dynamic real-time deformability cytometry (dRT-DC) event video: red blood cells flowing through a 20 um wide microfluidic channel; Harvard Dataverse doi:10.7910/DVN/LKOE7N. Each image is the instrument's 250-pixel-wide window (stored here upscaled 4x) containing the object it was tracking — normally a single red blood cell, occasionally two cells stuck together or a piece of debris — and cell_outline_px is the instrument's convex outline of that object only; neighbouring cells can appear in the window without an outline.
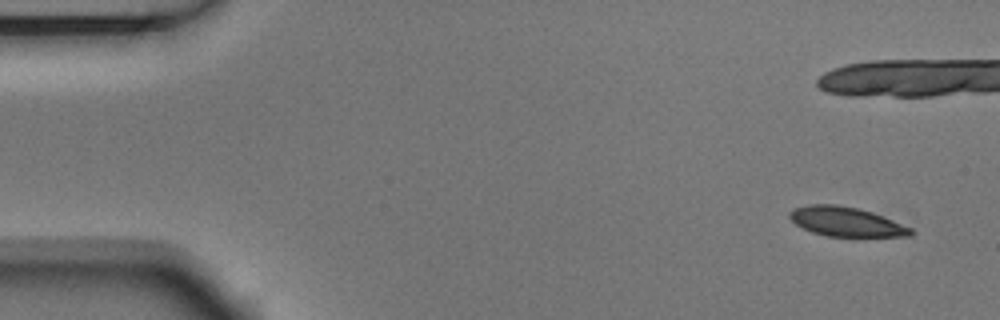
{"species": "Egyptian fruit bat (a non-hibernating species)", "species_latin": "Rousettus aegyptiacus", "temperature_condition": "room temperature", "stored_images_in_passage": 3, "camera_frame_rate_fps": 3000, "um_per_image_px": 0.085, "animal": {"sex": "male"}, "frame": {"image": 1, "passage_image": 1, "time_ms": 0.0, "image_size_px": [1000, 320], "cell_outline_px": [[912, 236], [828, 236], [812, 232], [796, 224], [788, 216], [788, 212], [792, 208], [808, 204], [836, 204], [856, 208], [872, 212], [912, 228]], "centroid_in_image_um": [71.87, 18.83], "position_along_channel_um": 13.1, "area_um2": 20.58}}